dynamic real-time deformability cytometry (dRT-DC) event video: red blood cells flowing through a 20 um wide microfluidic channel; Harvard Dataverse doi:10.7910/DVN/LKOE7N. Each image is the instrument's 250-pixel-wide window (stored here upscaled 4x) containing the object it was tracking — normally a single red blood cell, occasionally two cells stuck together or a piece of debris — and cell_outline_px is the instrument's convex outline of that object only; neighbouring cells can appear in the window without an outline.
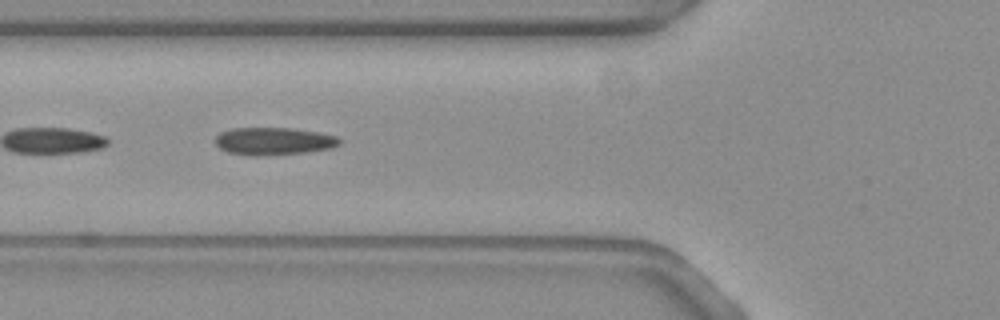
{"species": "common noctule bat (a hibernating species)", "species_latin": "Nyctalus noctula", "temperature_condition": "warm", "stored_images_in_passage": 14, "camera_frame_rate_fps": 3000, "um_per_image_px": 0.085, "animal": {"sex": "female", "body_mass_g": 19.3, "forearm_length_mm": 54.1}, "frame": {"image": 1, "passage_image": 8, "time_ms": 2.333, "image_size_px": [1000, 320], "cell_outline_px": [[340, 144], [332, 148], [304, 152], [260, 156], [248, 156], [228, 152], [220, 148], [216, 144], [216, 136], [220, 132], [232, 128], [292, 128], [320, 132], [336, 136], [340, 140]], "centroid_in_image_um": [23.25, 12.0], "position_along_channel_um": 102.5, "area_um2": 20.0}}
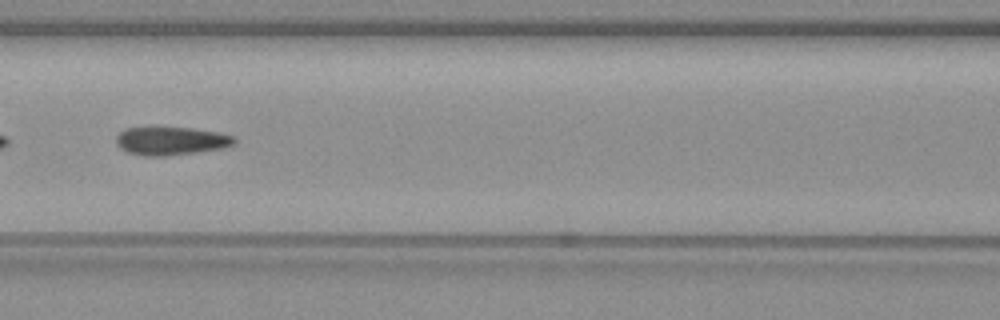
{"frame": {"image": 2, "passage_image": 12, "time_ms": 3.667, "image_size_px": [1000, 320], "cell_outline_px": [[236, 144], [224, 148], [196, 152], [164, 156], [144, 156], [128, 152], [120, 148], [116, 144], [116, 136], [124, 128], [148, 124], [152, 124], [192, 128], [220, 132], [232, 136], [236, 140]], "centroid_in_image_um": [14.48, 11.92], "position_along_channel_um": 152.1, "area_um2": 20.46}}